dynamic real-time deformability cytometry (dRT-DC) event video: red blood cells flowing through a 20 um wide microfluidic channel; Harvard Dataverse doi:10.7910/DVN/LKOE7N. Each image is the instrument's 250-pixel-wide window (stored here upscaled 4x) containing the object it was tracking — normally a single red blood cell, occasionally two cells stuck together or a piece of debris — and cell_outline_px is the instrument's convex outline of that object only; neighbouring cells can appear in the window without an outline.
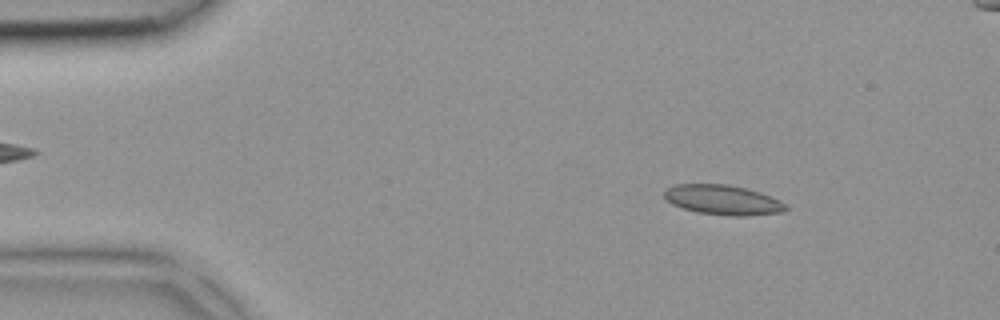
{"species": "common noctule bat (a hibernating species)", "species_latin": "Nyctalus noctula", "temperature_condition": "room temperature", "stored_images_in_passage": 42, "segment_of_instrument_passage": [1, 2], "camera_frame_rate_fps": 3000, "um_per_image_px": 0.085, "animal": {"sex": "female", "body_mass_g": 18.4}, "frame": {"image": 1, "passage_image": 5, "time_ms": 1.333, "image_size_px": [1000, 320], "cell_outline_px": [[788, 208], [784, 212], [744, 216], [728, 216], [696, 212], [672, 204], [664, 196], [664, 192], [668, 188], [676, 184], [728, 184], [748, 188], [760, 192], [780, 200], [788, 204]], "centroid_in_image_um": [61.5, 16.99], "position_along_channel_um": 23.5, "area_um2": 21.27}}
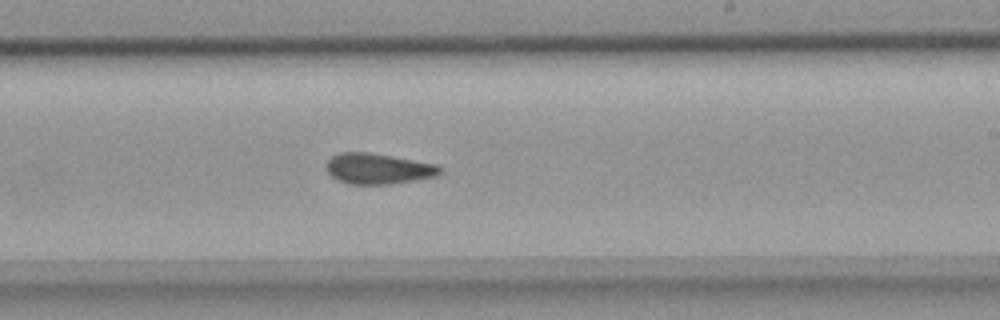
{"frame": {"image": 2, "passage_image": 24, "time_ms": 7.667, "image_size_px": [1000, 320], "cell_outline_px": [[444, 172], [436, 176], [388, 184], [352, 184], [340, 180], [332, 176], [328, 172], [324, 164], [332, 156], [340, 152], [368, 152], [392, 156], [436, 164], [444, 168]], "centroid_in_image_um": [32.16, 14.32], "position_along_channel_um": 256.8, "area_um2": 20.23}}
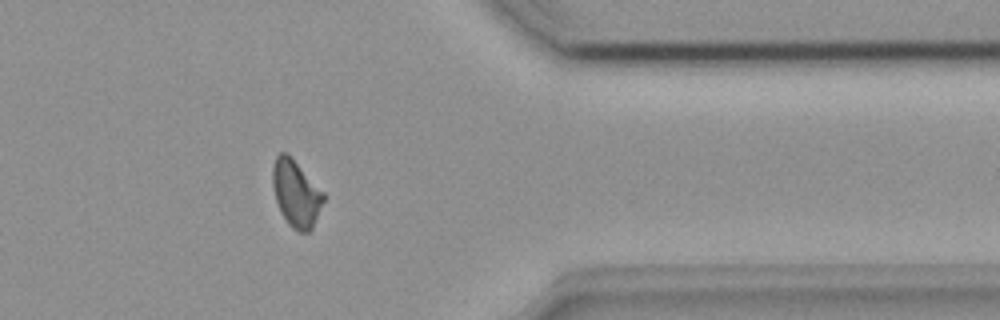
{"frame": {"image": 3, "passage_image": 33, "time_ms": 10.667, "image_size_px": [1000, 320], "cell_outline_px": [[324, 200], [312, 228], [308, 232], [300, 232], [292, 228], [288, 224], [276, 200], [272, 184], [272, 168], [276, 156], [280, 152], [288, 152], [324, 192]], "centroid_in_image_um": [25.16, 16.4], "position_along_channel_um": 386.2, "area_um2": 19.71}}